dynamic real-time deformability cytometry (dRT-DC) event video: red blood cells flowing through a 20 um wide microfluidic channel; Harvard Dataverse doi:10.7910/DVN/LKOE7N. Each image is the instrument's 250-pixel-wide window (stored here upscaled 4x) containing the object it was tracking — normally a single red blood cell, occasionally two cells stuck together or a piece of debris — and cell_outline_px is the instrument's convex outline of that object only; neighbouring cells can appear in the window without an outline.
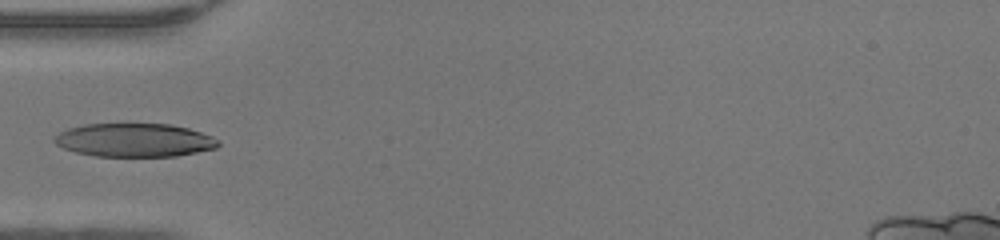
{"species": "human", "species_latin": "Homo sapiens", "temperature_condition": "warm", "stored_images_in_passage": 33, "camera_frame_rate_fps": 3000, "um_per_image_px": 0.085, "donor": {"sex": "female"}, "frame": {"image": 1, "passage_image": 1, "time_ms": 0.0, "image_size_px": [1000, 240], "cell_outline_px": [[220, 144], [216, 148], [176, 156], [96, 156], [76, 152], [64, 148], [56, 144], [52, 140], [60, 132], [68, 128], [84, 124], [172, 124], [188, 128], [212, 136], [220, 140]], "centroid_in_image_um": [11.44, 11.91], "position_along_channel_um": 73.6, "area_um2": 31.91}}
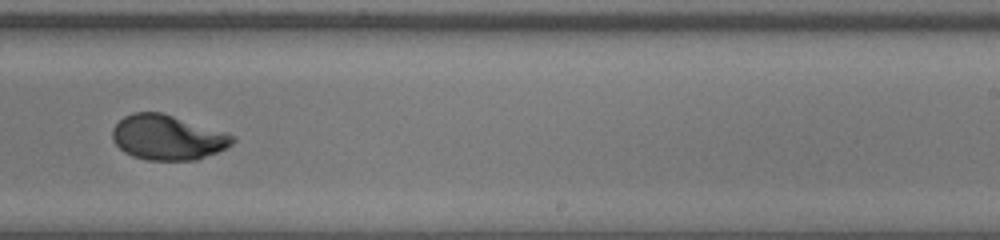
{"frame": {"image": 2, "passage_image": 15, "time_ms": 4.667, "image_size_px": [1000, 240], "cell_outline_px": [[236, 140], [232, 144], [216, 152], [196, 160], [148, 160], [132, 156], [124, 152], [112, 140], [112, 128], [124, 116], [132, 112], [160, 112], [228, 132], [236, 136]], "centroid_in_image_um": [14.25, 11.68], "position_along_channel_um": 274.8, "area_um2": 31.56}}
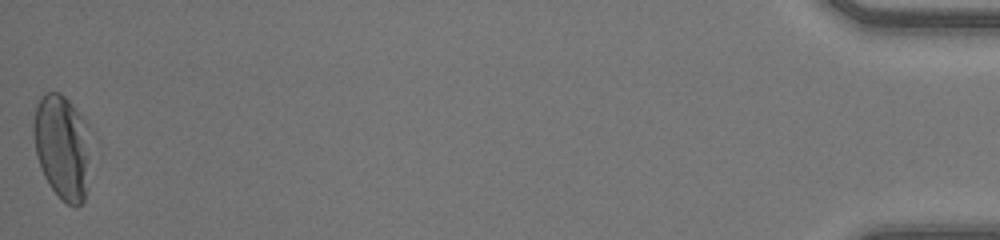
{"frame": {"image": 3, "passage_image": 33, "time_ms": 10.667, "image_size_px": [1000, 240], "cell_outline_px": [[88, 156], [84, 200], [76, 208], [68, 204], [52, 188], [44, 176], [36, 156], [32, 132], [32, 124], [36, 104], [40, 96], [44, 92], [60, 92], [76, 108], [88, 124]], "centroid_in_image_um": [5.24, 12.41], "position_along_channel_um": 430.0, "area_um2": 34.62}}